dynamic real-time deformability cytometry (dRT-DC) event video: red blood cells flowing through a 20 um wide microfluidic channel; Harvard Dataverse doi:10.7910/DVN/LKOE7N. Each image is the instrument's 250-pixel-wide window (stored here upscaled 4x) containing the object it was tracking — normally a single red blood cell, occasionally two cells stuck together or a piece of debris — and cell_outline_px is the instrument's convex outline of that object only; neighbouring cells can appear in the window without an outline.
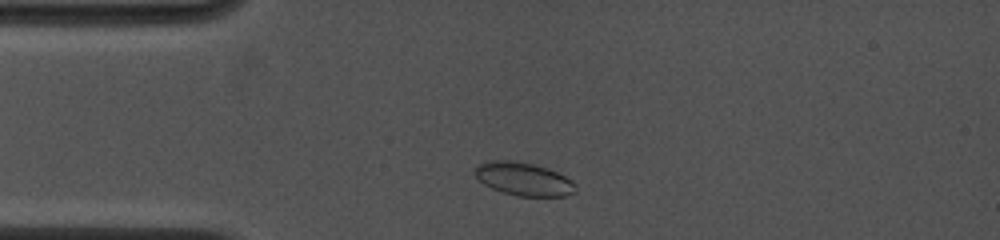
{"species": "common noctule bat (a hibernating species)", "species_latin": "Nyctalus noctula", "temperature_condition": "cold", "stored_images_in_passage": 42, "camera_frame_rate_fps": 4500, "um_per_image_px": 0.085, "animal": {"sex": "female", "body_mass_g": 19.0, "forearm_length_mm": 53.3}, "frame": {"image": 1, "passage_image": 4, "time_ms": 1.111, "image_size_px": [1000, 240], "cell_outline_px": [[576, 192], [568, 196], [516, 196], [492, 188], [484, 184], [472, 172], [480, 164], [488, 160], [516, 160], [548, 168], [572, 180], [576, 184]], "centroid_in_image_um": [44.52, 15.21], "position_along_channel_um": 40.5, "area_um2": 19.54}}
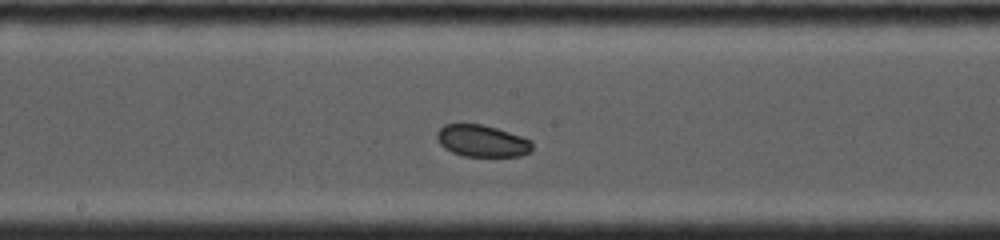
{"frame": {"image": 2, "passage_image": 21, "time_ms": 5.778, "image_size_px": [1000, 240], "cell_outline_px": [[532, 148], [528, 152], [520, 156], [464, 156], [452, 152], [444, 148], [436, 140], [436, 132], [444, 124], [484, 124], [532, 140]], "centroid_in_image_um": [40.93, 11.97], "position_along_channel_um": 207.3, "area_um2": 17.69}}
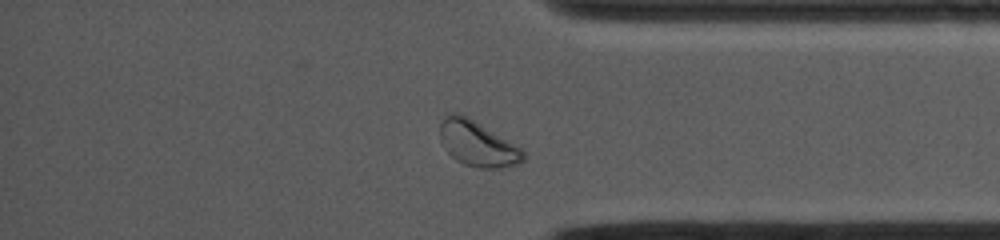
{"frame": {"image": 3, "passage_image": 37, "time_ms": 10.444, "image_size_px": [1000, 240], "cell_outline_px": [[524, 160], [520, 164], [500, 168], [476, 168], [464, 164], [456, 160], [444, 148], [440, 140], [440, 124], [444, 116], [452, 112], [460, 112], [468, 116], [520, 148], [524, 152]], "centroid_in_image_um": [40.55, 12.21], "position_along_channel_um": 394.7, "area_um2": 22.02}, "authors_computed_cell_mechanics": {"area_um2": 19.0162, "velocity_mm_per_s": 4.0425, "shape_relaxation_time_tau1_ms": 5.6022, "shape_relaxation_time_tau2_ms": 5.8719, "deformation_change_tau1": 0.0456, "deformation_change_tau2": 0.0725}}